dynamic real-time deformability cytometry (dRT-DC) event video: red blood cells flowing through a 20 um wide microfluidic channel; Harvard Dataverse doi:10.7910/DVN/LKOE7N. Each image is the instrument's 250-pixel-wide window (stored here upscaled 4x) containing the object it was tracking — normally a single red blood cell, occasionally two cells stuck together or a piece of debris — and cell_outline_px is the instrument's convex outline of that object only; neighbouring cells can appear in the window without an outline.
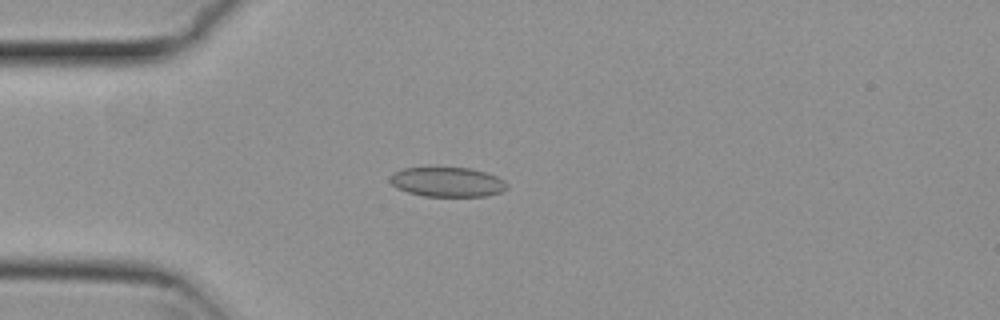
{"species": "common noctule bat (a hibernating species)", "species_latin": "Nyctalus noctula", "temperature_condition": "cold", "stored_images_in_passage": 53, "camera_frame_rate_fps": 3000, "um_per_image_px": 0.085, "animal": {"sex": "female", "body_mass_g": 29.2, "forearm_length_mm": 56.3}, "frame": {"image": 1, "passage_image": 13, "time_ms": 4.0, "image_size_px": [1000, 320], "cell_outline_px": [[508, 188], [500, 192], [488, 196], [424, 196], [408, 192], [396, 188], [388, 180], [396, 172], [404, 168], [472, 168], [496, 176], [504, 180], [508, 184]], "centroid_in_image_um": [38.05, 15.48], "position_along_channel_um": 46.9, "area_um2": 20.06}}
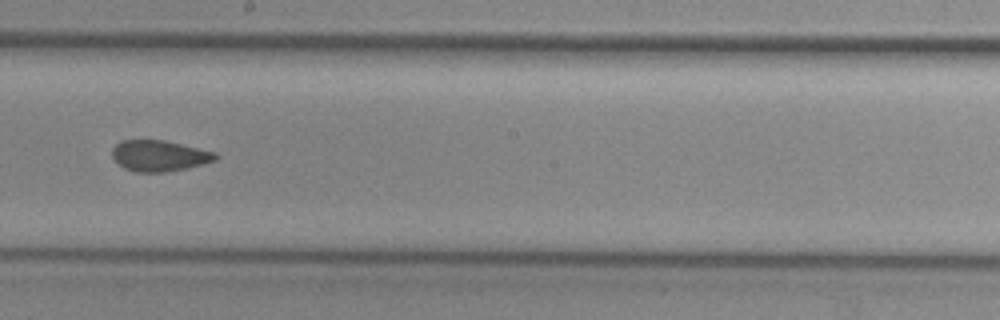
{"frame": {"image": 2, "passage_image": 29, "time_ms": 9.333, "image_size_px": [1000, 320], "cell_outline_px": [[220, 156], [216, 160], [204, 164], [188, 168], [164, 172], [136, 172], [124, 168], [112, 156], [112, 148], [120, 140], [164, 140], [216, 152]], "centroid_in_image_um": [13.57, 13.24], "position_along_channel_um": 234.6, "area_um2": 18.73}}
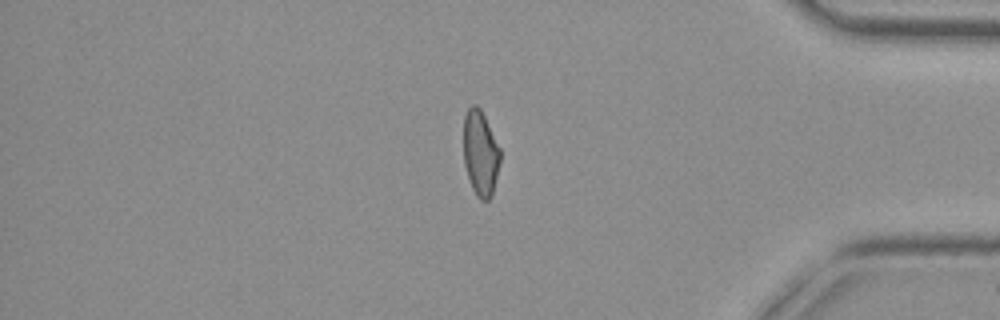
{"frame": {"image": 3, "passage_image": 44, "time_ms": 14.333, "image_size_px": [1000, 320], "cell_outline_px": [[500, 160], [492, 196], [488, 200], [480, 200], [476, 196], [472, 188], [464, 164], [464, 116], [468, 108], [472, 104], [476, 104], [480, 108], [500, 148]], "centroid_in_image_um": [40.83, 13.03], "position_along_channel_um": 394.4, "area_um2": 18.15}, "authors_computed_cell_mechanics": {"area_um2": 19.4208, "velocity_mm_per_s": 3.8076, "shape_relaxation_time_tau1_ms": null, "shape_relaxation_time_tau2_ms": 1.9653, "deformation_change_tau1": null, "deformation_change_tau2": 0.0671}}